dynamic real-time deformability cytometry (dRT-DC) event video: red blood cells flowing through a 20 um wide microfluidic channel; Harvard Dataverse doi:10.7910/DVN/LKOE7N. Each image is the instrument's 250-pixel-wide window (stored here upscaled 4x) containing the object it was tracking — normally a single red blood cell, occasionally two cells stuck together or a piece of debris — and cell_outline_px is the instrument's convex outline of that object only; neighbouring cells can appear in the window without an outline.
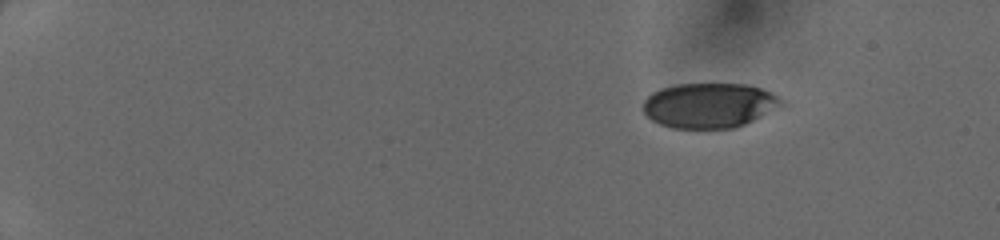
{"species": "human", "species_latin": "Homo sapiens", "temperature_condition": "cold", "stored_images_in_passage": 43, "camera_frame_rate_fps": 3000, "um_per_image_px": 0.085, "donor": {"sex": "female"}, "frame": {"image": 1, "passage_image": 1, "time_ms": 0.0, "image_size_px": [1000, 240], "cell_outline_px": [[784, 104], [736, 128], [672, 128], [660, 124], [652, 120], [644, 112], [644, 100], [652, 92], [660, 88], [676, 84], [744, 84], [760, 88], [776, 96]], "centroid_in_image_um": [60.23, 8.95], "position_along_channel_um": 24.8, "area_um2": 35.78}}
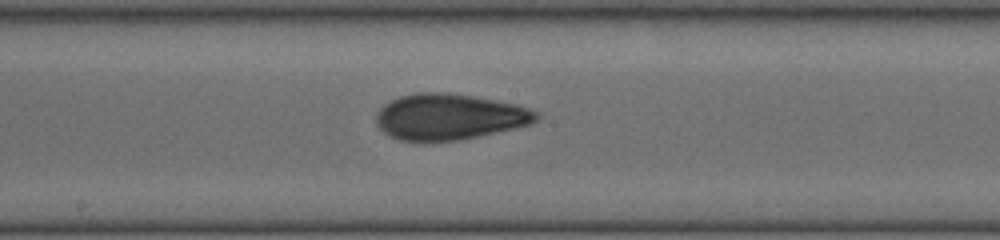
{"frame": {"image": 2, "passage_image": 23, "time_ms": 7.333, "image_size_px": [1000, 240], "cell_outline_px": [[540, 116], [532, 124], [476, 136], [456, 140], [400, 140], [388, 136], [376, 124], [376, 112], [384, 104], [400, 96], [416, 92], [448, 92], [472, 96], [516, 104], [528, 108], [536, 112]], "centroid_in_image_um": [38.16, 9.91], "position_along_channel_um": 210.0, "area_um2": 42.48}}
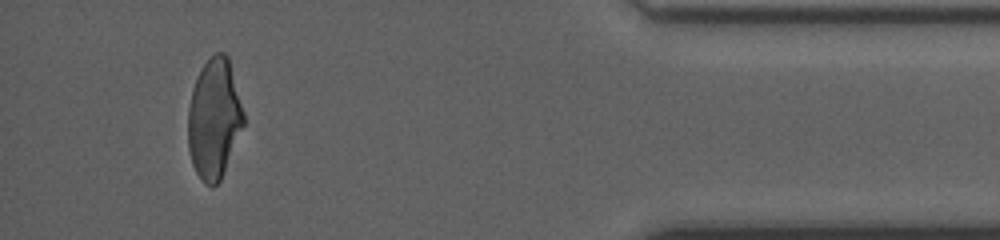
{"frame": {"image": 3, "passage_image": 40, "time_ms": 13.0, "image_size_px": [1000, 240], "cell_outline_px": [[244, 124], [220, 180], [212, 188], [204, 184], [200, 180], [192, 164], [188, 148], [188, 108], [192, 88], [200, 68], [216, 52], [224, 52], [228, 56], [244, 112]], "centroid_in_image_um": [18.18, 10.1], "position_along_channel_um": 417.0, "area_um2": 38.9}}